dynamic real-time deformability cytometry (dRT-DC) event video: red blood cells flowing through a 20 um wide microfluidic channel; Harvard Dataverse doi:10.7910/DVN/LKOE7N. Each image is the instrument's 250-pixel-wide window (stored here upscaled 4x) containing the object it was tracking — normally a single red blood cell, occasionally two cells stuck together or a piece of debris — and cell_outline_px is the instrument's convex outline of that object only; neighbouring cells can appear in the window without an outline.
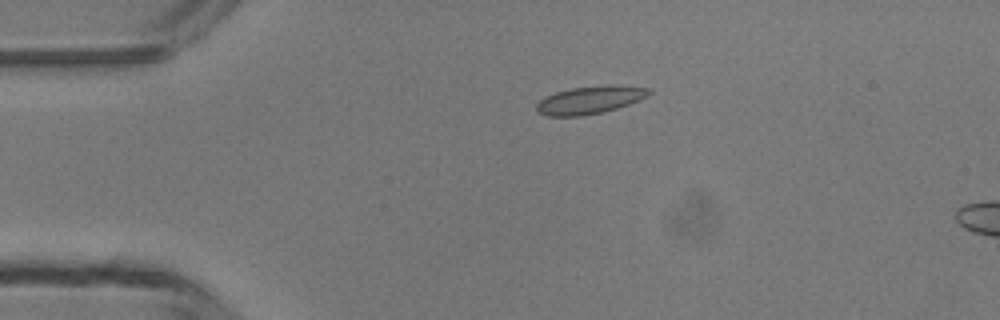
{"species": "common noctule bat (a hibernating species)", "species_latin": "Nyctalus noctula", "temperature_condition": "room temperature", "stored_images_in_passage": 3, "camera_frame_rate_fps": 3000, "um_per_image_px": 0.085, "animal": {"sex": "male", "body_mass_g": 13.3}, "frame": {"image": 1, "passage_image": 2, "time_ms": 1.333, "image_size_px": [1000, 320], "cell_outline_px": [[652, 92], [648, 96], [640, 100], [604, 112], [580, 116], [548, 116], [536, 112], [536, 104], [544, 96], [556, 92], [572, 88], [600, 84], [612, 84], [652, 88]], "centroid_in_image_um": [50.16, 8.48], "position_along_channel_um": 34.8, "area_um2": 18.55}}